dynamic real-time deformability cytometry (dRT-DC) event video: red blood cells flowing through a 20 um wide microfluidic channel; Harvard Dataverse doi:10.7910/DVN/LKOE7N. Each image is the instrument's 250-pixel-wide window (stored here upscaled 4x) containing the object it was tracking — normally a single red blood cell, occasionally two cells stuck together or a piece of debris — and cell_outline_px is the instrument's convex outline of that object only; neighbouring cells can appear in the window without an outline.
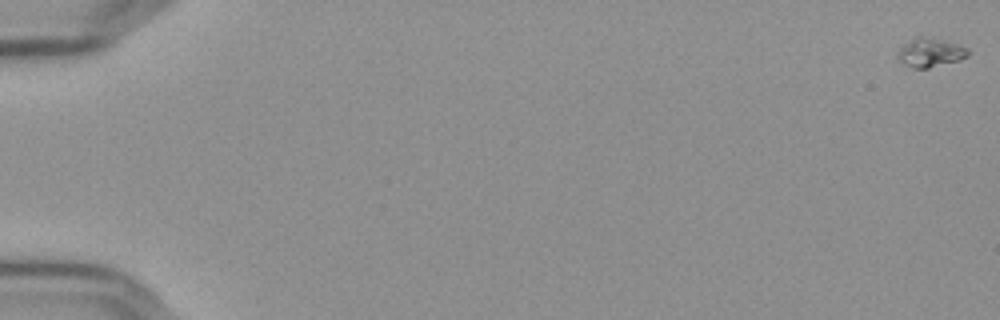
{"species": "Egyptian fruit bat (a non-hibernating species)", "species_latin": "Rousettus aegyptiacus", "temperature_condition": "cold", "stored_images_in_passage": 12, "camera_frame_rate_fps": 3000, "um_per_image_px": 0.085, "frame": {"image": 1, "passage_image": 1, "time_ms": 0.0, "image_size_px": [1000, 320], "cell_outline_px": [[968, 56], [960, 60], [928, 68], [912, 68], [904, 64], [896, 56], [896, 52], [904, 44], [916, 36], [940, 36], [968, 48]], "centroid_in_image_um": [79.09, 4.42], "position_along_channel_um": 5.9, "area_um2": 12.31}}